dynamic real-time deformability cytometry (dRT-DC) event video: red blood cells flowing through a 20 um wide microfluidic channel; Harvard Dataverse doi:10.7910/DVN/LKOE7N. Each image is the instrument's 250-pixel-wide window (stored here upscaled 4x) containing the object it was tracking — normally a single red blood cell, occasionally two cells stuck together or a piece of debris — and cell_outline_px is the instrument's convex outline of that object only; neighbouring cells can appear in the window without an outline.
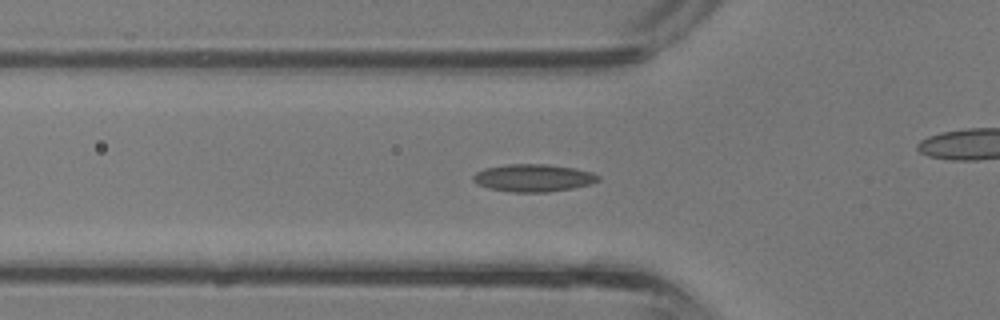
{"species": "common noctule bat (a hibernating species)", "species_latin": "Nyctalus noctula", "temperature_condition": "room temperature", "stored_images_in_passage": 32, "camera_frame_rate_fps": 3000, "um_per_image_px": 0.085, "animal": {"sex": "male", "body_mass_g": 13.3}, "frame": {"image": 1, "passage_image": 6, "time_ms": 1.667, "image_size_px": [1000, 320], "cell_outline_px": [[600, 180], [588, 184], [572, 188], [544, 192], [512, 192], [488, 188], [476, 184], [472, 180], [472, 176], [476, 172], [484, 168], [508, 164], [548, 164], [576, 168], [592, 172], [600, 176]], "centroid_in_image_um": [45.3, 15.11], "position_along_channel_um": 80.5, "area_um2": 20.11}}
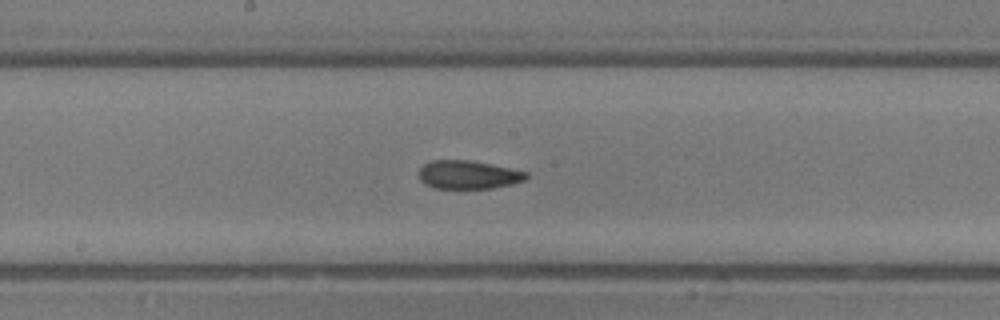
{"frame": {"image": 2, "passage_image": 13, "time_ms": 4.0, "image_size_px": [1000, 320], "cell_outline_px": [[528, 176], [524, 180], [512, 184], [492, 188], [432, 188], [424, 184], [420, 180], [420, 168], [424, 164], [432, 160], [468, 160], [528, 172]], "centroid_in_image_um": [39.77, 14.86], "position_along_channel_um": 208.4, "area_um2": 17.57}}
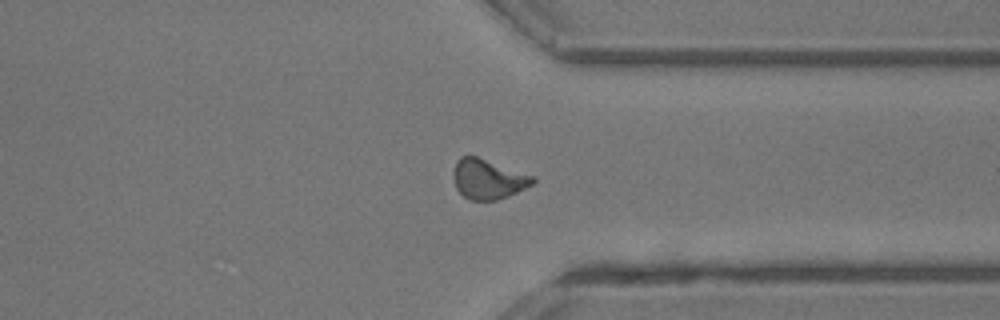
{"frame": {"image": 3, "passage_image": 22, "time_ms": 7.0, "image_size_px": [1000, 320], "cell_outline_px": [[536, 180], [532, 184], [516, 192], [496, 200], [468, 200], [456, 188], [452, 176], [452, 172], [456, 160], [460, 156], [476, 156], [536, 176]], "centroid_in_image_um": [41.46, 15.21], "position_along_channel_um": 369.9, "area_um2": 18.5}}